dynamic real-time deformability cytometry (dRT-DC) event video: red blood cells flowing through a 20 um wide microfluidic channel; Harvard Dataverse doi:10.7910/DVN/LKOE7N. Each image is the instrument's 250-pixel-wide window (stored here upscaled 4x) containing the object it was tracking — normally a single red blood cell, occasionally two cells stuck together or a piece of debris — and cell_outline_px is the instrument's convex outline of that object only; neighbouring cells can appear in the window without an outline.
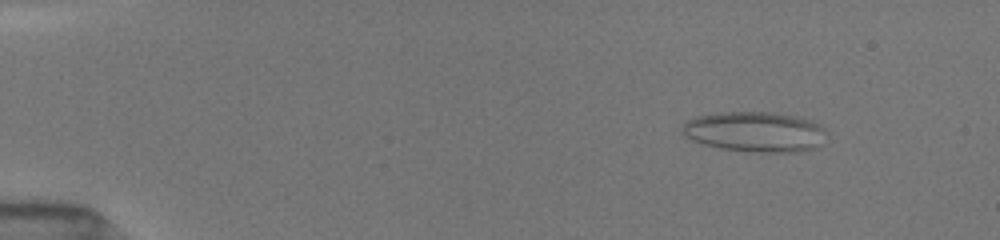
{"species": "common noctule bat (a hibernating species)", "species_latin": "Nyctalus noctula", "temperature_condition": "room temperature", "stored_images_in_passage": 11, "camera_frame_rate_fps": 3000, "um_per_image_px": 0.085, "animal": {"sex": "female", "body_mass_g": 19.5, "forearm_length_mm": 54.1}, "frame": {"image": 1, "passage_image": 9, "time_ms": 2.0, "image_size_px": [1000, 240], "cell_outline_px": [[820, 128], [816, 144], [812, 148], [796, 152], [756, 152], [724, 148], [704, 144], [680, 132], [684, 124], [688, 120], [696, 116], [720, 112], [772, 112], [796, 116], [812, 120], [820, 124]], "centroid_in_image_um": [64.07, 11.18], "position_along_channel_um": 20.9, "area_um2": 32.77}}